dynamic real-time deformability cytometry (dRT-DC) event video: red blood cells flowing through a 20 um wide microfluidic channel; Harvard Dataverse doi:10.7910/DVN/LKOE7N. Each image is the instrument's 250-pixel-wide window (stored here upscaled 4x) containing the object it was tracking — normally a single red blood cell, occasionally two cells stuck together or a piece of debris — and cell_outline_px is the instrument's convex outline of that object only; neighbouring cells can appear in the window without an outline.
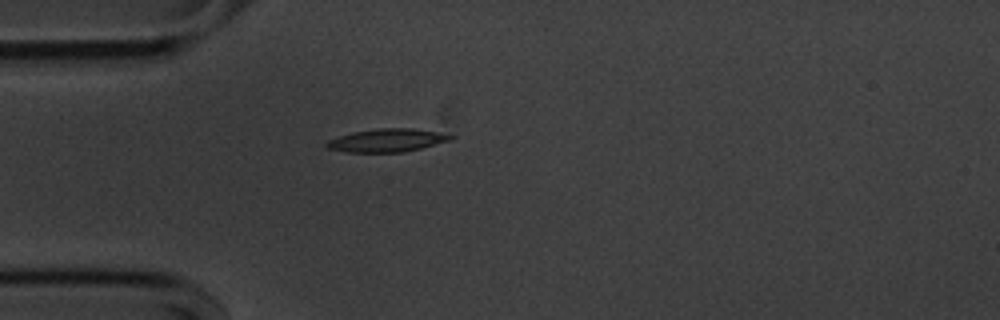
{"species": "common noctule bat (a hibernating species)", "species_latin": "Nyctalus noctula", "temperature_condition": "cold", "stored_images_in_passage": 35, "camera_frame_rate_fps": 3000, "um_per_image_px": 0.085, "animal": {"sex": "male", "body_mass_g": 20.1, "forearm_length_mm": 53.5}, "frame": {"image": 1, "passage_image": 1, "time_ms": 0.0, "image_size_px": [1000, 320], "cell_outline_px": [[456, 136], [452, 140], [404, 152], [348, 152], [328, 148], [324, 144], [328, 140], [352, 132], [380, 128], [412, 128], [436, 132]], "centroid_in_image_um": [32.91, 11.93], "position_along_channel_um": 52.1, "area_um2": 16.53}}
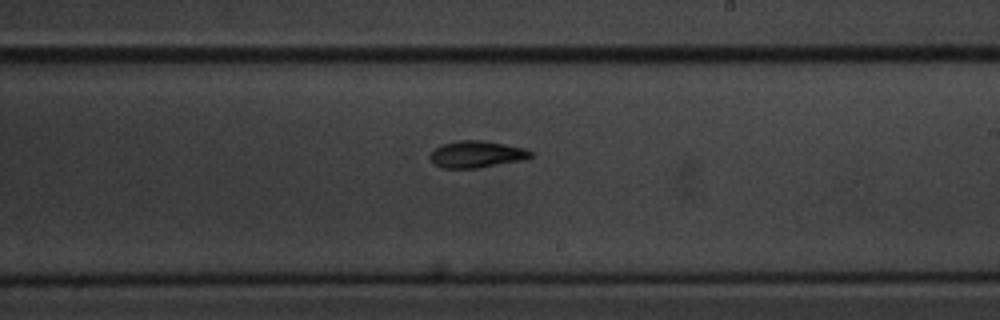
{"frame": {"image": 2, "passage_image": 18, "time_ms": 5.667, "image_size_px": [1000, 320], "cell_outline_px": [[532, 156], [520, 160], [476, 168], [444, 168], [436, 164], [428, 156], [440, 144], [456, 140], [484, 140], [524, 148], [532, 152]], "centroid_in_image_um": [40.47, 13.09], "position_along_channel_um": 248.5, "area_um2": 15.49}}
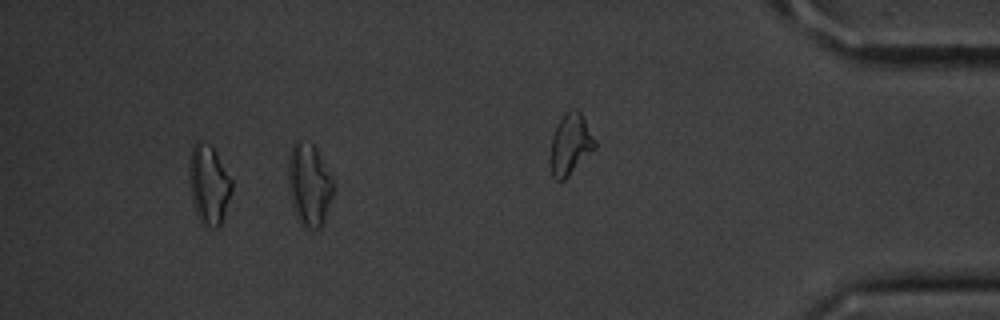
{"frame": {"image": 3, "passage_image": 31, "time_ms": 10.0, "image_size_px": [1000, 320], "cell_outline_px": [[232, 188], [220, 224], [216, 228], [204, 228], [200, 224], [192, 200], [188, 168], [192, 148], [196, 144], [208, 144], [216, 152], [232, 180]], "centroid_in_image_um": [17.74, 15.75], "position_along_channel_um": 417.5, "area_um2": 19.25}, "authors_computed_cell_mechanics": {"area_um2": 16.0106, "velocity_mm_per_s": 3.5915, "shape_relaxation_time_tau1_ms": 3.7147, "shape_relaxation_time_tau2_ms": 5.463, "deformation_change_tau1": 0.12, "deformation_change_tau2": 0.1175}}